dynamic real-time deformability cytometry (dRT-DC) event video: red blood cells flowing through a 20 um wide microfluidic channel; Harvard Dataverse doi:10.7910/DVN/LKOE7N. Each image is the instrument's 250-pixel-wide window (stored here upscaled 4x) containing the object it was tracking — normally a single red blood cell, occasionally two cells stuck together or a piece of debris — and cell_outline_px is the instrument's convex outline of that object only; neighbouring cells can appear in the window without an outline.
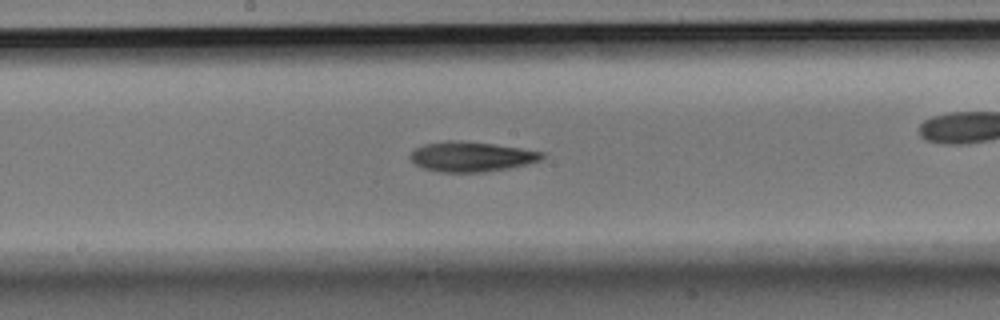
{"species": "Egyptian fruit bat (a non-hibernating species)", "species_latin": "Rousettus aegyptiacus", "temperature_condition": "room temperature", "stored_images_in_passage": 32, "camera_frame_rate_fps": 3000, "um_per_image_px": 0.085, "animal": {"sex": "male"}, "frame": {"image": 1, "passage_image": 10, "time_ms": 3.0, "image_size_px": [1000, 320], "cell_outline_px": [[548, 152], [540, 160], [528, 164], [508, 168], [484, 172], [440, 172], [424, 168], [416, 164], [408, 156], [416, 148], [424, 144], [444, 140], [460, 140], [496, 144]], "centroid_in_image_um": [40.1, 13.3], "position_along_channel_um": 208.1, "area_um2": 23.24}}